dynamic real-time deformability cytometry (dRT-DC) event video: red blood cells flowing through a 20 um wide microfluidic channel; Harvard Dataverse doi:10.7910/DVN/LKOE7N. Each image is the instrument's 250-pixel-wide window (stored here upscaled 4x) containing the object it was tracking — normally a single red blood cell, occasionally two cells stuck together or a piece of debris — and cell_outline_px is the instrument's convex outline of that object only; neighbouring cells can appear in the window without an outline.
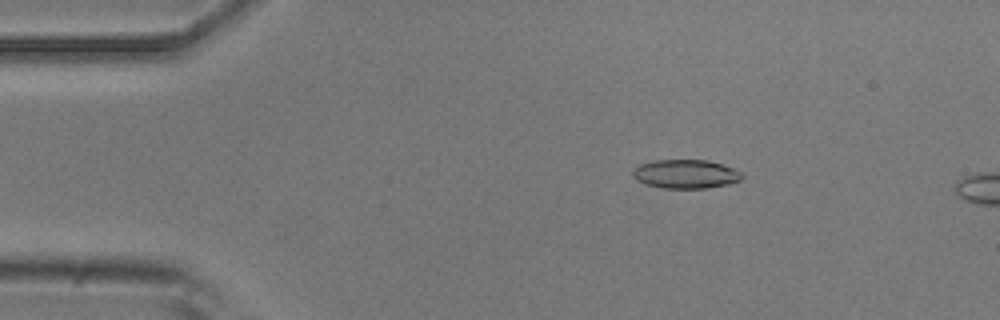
{"species": "common noctule bat (a hibernating species)", "species_latin": "Nyctalus noctula", "temperature_condition": "room temperature", "stored_images_in_passage": 4, "camera_frame_rate_fps": 3000, "um_per_image_px": 0.085, "animal": {"sex": "male", "body_mass_g": 20.5, "forearm_length_mm": 52.5}, "frame": {"image": 1, "passage_image": 3, "time_ms": 2.333, "image_size_px": [1000, 320], "cell_outline_px": [[744, 176], [740, 180], [728, 184], [708, 188], [664, 188], [644, 184], [636, 180], [632, 176], [632, 172], [640, 164], [656, 160], [708, 160], [744, 172]], "centroid_in_image_um": [58.29, 14.79], "position_along_channel_um": 26.7, "area_um2": 18.38}}